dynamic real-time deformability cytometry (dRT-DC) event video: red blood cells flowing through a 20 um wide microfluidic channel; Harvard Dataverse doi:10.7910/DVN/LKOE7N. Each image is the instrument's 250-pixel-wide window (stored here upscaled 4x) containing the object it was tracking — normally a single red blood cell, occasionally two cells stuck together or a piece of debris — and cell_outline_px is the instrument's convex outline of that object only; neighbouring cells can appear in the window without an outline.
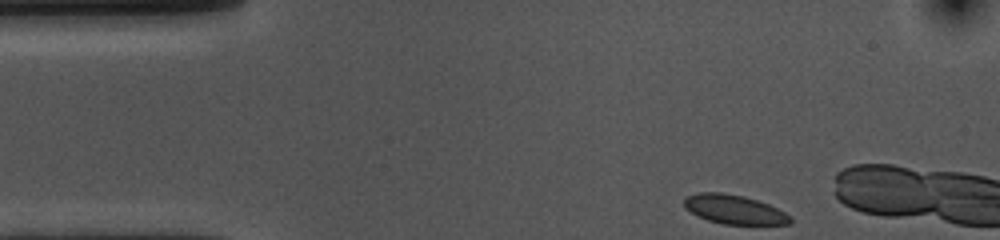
{"species": "common noctule bat (a hibernating species)", "species_latin": "Nyctalus noctula", "temperature_condition": "cold", "stored_images_in_passage": 9, "camera_frame_rate_fps": 3000, "um_per_image_px": 0.085, "animal": {"sex": "female", "body_mass_g": 10.0, "forearm_length_mm": 53.1}, "frame": {"image": 1, "passage_image": 1, "time_ms": 0.0, "image_size_px": [1000, 240], "cell_outline_px": [[792, 224], [724, 224], [708, 220], [684, 208], [684, 196], [700, 192], [720, 192], [744, 196], [768, 204], [784, 212], [792, 220]], "centroid_in_image_um": [62.38, 17.79], "position_along_channel_um": 22.6, "area_um2": 17.8}}